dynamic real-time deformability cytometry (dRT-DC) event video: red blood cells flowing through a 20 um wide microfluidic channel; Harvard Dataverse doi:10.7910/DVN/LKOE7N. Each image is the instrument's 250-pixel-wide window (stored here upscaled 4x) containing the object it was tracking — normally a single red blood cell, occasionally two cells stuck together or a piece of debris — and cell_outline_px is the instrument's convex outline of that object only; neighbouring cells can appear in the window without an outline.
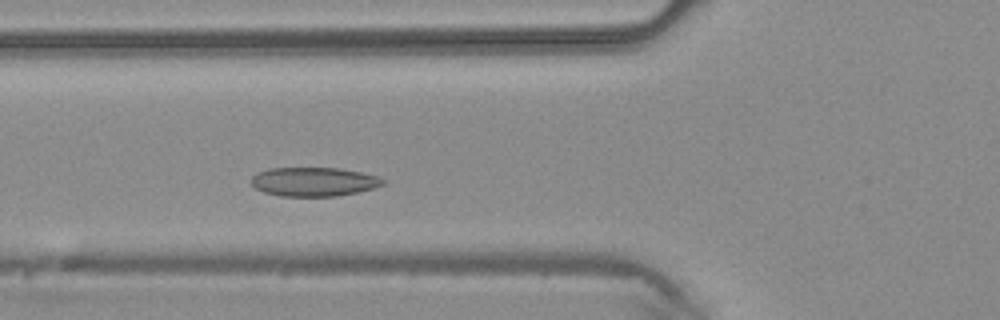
{"species": "common noctule bat (a hibernating species)", "species_latin": "Nyctalus noctula", "temperature_condition": "warm", "stored_images_in_passage": 39, "camera_frame_rate_fps": 3000, "um_per_image_px": 0.085, "animal": {"sex": "male", "body_mass_g": 20.4}, "frame": {"image": 1, "passage_image": 10, "time_ms": 3.0, "image_size_px": [1000, 320], "cell_outline_px": [[384, 184], [372, 188], [356, 192], [336, 196], [280, 196], [264, 192], [256, 188], [252, 184], [252, 176], [256, 172], [272, 168], [340, 168], [380, 176], [384, 180]], "centroid_in_image_um": [26.67, 15.44], "position_along_channel_um": 99.1, "area_um2": 22.14}}
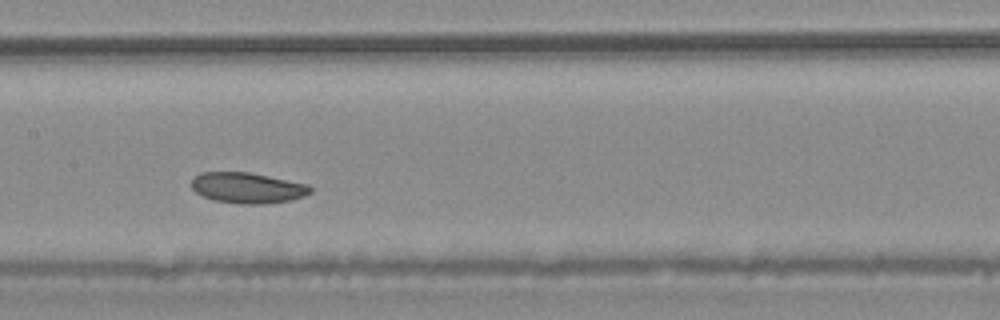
{"frame": {"image": 2, "passage_image": 16, "time_ms": 5.0, "image_size_px": [1000, 320], "cell_outline_px": [[312, 192], [304, 196], [292, 200], [264, 204], [236, 204], [212, 200], [196, 192], [192, 188], [192, 180], [200, 172], [248, 172], [308, 184], [312, 188]], "centroid_in_image_um": [21.05, 15.98], "position_along_channel_um": 186.4, "area_um2": 21.33}}
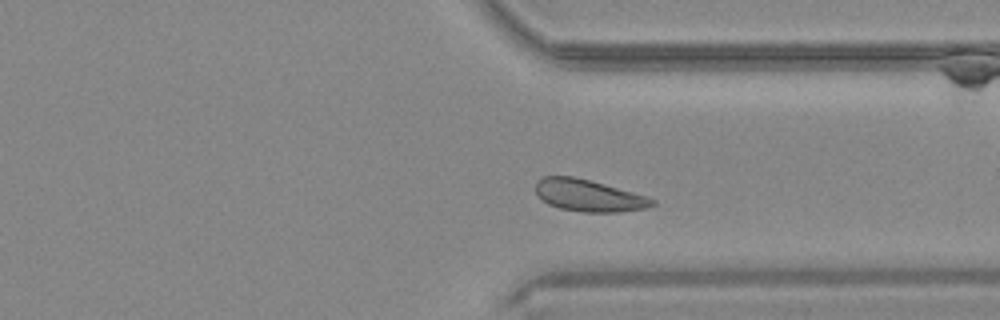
{"frame": {"image": 3, "passage_image": 28, "time_ms": 9.0, "image_size_px": [1000, 320], "cell_outline_px": [[656, 204], [648, 208], [620, 212], [580, 212], [560, 208], [548, 204], [536, 192], [536, 180], [544, 176], [572, 176], [604, 184], [648, 196], [656, 200]], "centroid_in_image_um": [50.07, 16.63], "position_along_channel_um": 361.3, "area_um2": 21.68}}